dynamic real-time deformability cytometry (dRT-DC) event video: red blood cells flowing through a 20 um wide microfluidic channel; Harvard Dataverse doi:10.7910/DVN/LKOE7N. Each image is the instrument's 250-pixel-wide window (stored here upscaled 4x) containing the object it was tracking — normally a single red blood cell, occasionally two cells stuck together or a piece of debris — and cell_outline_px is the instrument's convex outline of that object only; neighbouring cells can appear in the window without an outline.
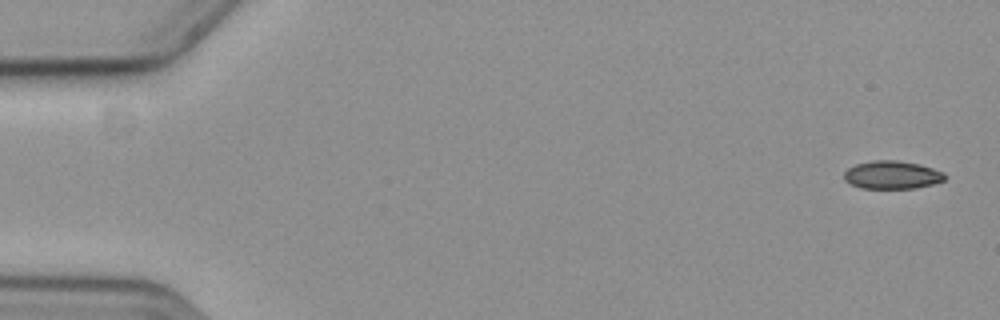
{"species": "common noctule bat (a hibernating species)", "species_latin": "Nyctalus noctula", "temperature_condition": "cold", "stored_images_in_passage": 13, "camera_frame_rate_fps": 3000, "um_per_image_px": 0.085, "animal": {"sex": "female", "body_mass_g": 19.3, "forearm_length_mm": 54.1}, "frame": {"image": 1, "passage_image": 1, "time_ms": 0.0, "image_size_px": [1000, 320], "cell_outline_px": [[948, 176], [944, 180], [932, 184], [916, 188], [860, 188], [844, 180], [844, 172], [848, 168], [856, 164], [872, 160], [896, 160], [920, 164], [944, 172]], "centroid_in_image_um": [75.84, 14.86], "position_along_channel_um": 9.2, "area_um2": 16.53}}